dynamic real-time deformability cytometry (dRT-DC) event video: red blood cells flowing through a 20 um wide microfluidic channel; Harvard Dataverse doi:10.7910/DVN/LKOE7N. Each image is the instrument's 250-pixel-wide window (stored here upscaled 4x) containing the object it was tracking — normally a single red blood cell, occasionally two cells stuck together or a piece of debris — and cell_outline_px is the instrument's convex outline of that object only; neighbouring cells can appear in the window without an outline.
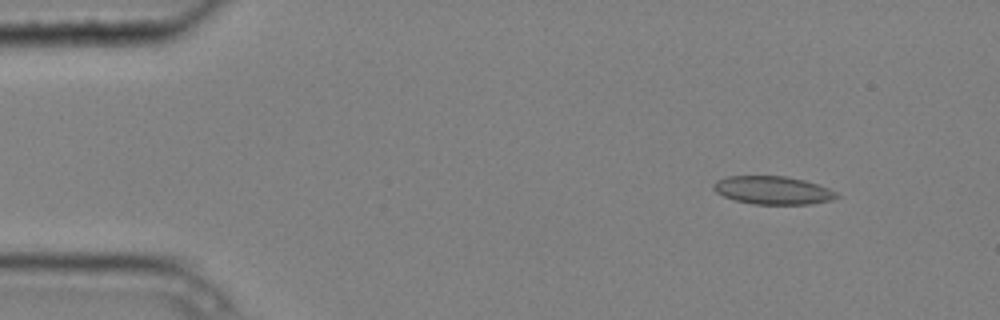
{"species": "common noctule bat (a hibernating species)", "species_latin": "Nyctalus noctula", "temperature_condition": "cold", "stored_images_in_passage": 3, "camera_frame_rate_fps": 3000, "um_per_image_px": 0.085, "animal": {"sex": "male", "body_mass_g": 20.4}, "frame": {"image": 1, "passage_image": 1, "time_ms": 0.0, "image_size_px": [1000, 320], "cell_outline_px": [[840, 196], [832, 200], [812, 204], [752, 204], [736, 200], [724, 196], [716, 192], [712, 188], [712, 184], [716, 180], [728, 176], [784, 176], [804, 180], [828, 188], [836, 192]], "centroid_in_image_um": [65.68, 16.17], "position_along_channel_um": 19.3, "area_um2": 20.17}}
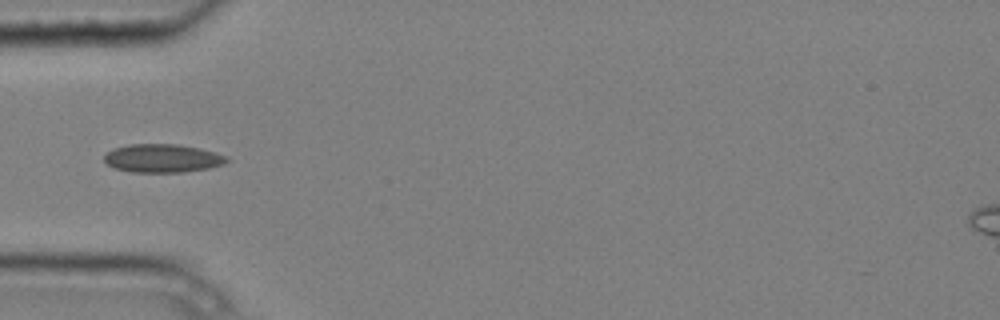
{"frame": {"image": 2, "passage_image": 3, "time_ms": 0.667, "image_size_px": [1000, 320], "cell_outline_px": [[228, 160], [224, 164], [208, 168], [184, 172], [132, 172], [116, 168], [108, 164], [104, 160], [104, 156], [108, 152], [116, 148], [128, 144], [176, 144], [200, 148], [216, 152], [224, 156]], "centroid_in_image_um": [13.82, 13.45], "position_along_channel_um": 71.2, "area_um2": 20.06}}